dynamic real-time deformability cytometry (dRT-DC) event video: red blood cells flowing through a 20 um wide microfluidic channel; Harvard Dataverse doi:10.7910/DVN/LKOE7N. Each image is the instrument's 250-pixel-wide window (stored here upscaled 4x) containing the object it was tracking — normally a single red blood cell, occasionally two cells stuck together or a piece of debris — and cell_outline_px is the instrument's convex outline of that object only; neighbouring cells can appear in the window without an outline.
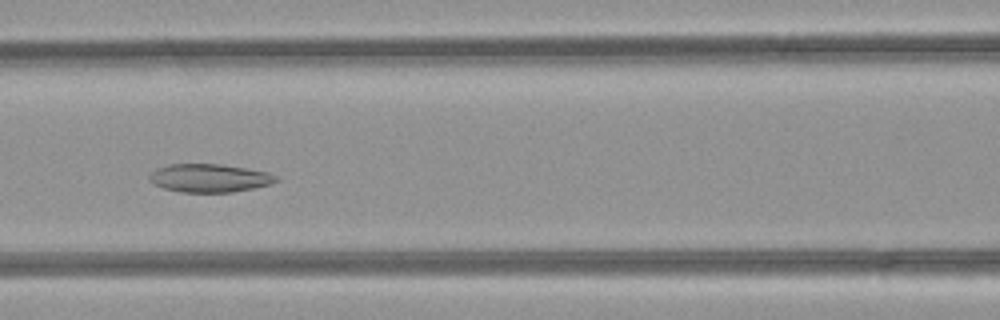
{"species": "common noctule bat (a hibernating species)", "species_latin": "Nyctalus noctula", "temperature_condition": "room temperature", "stored_images_in_passage": 50, "camera_frame_rate_fps": 3000, "um_per_image_px": 0.085, "animal": {"sex": "female", "body_mass_g": 21.9}, "frame": {"image": 1, "passage_image": 22, "time_ms": 7.0, "image_size_px": [1000, 320], "cell_outline_px": [[280, 180], [268, 184], [252, 188], [232, 192], [180, 192], [164, 188], [152, 184], [148, 180], [148, 176], [152, 172], [168, 164], [220, 164], [268, 172], [276, 176]], "centroid_in_image_um": [17.77, 15.14], "position_along_channel_um": 148.8, "area_um2": 20.69}}
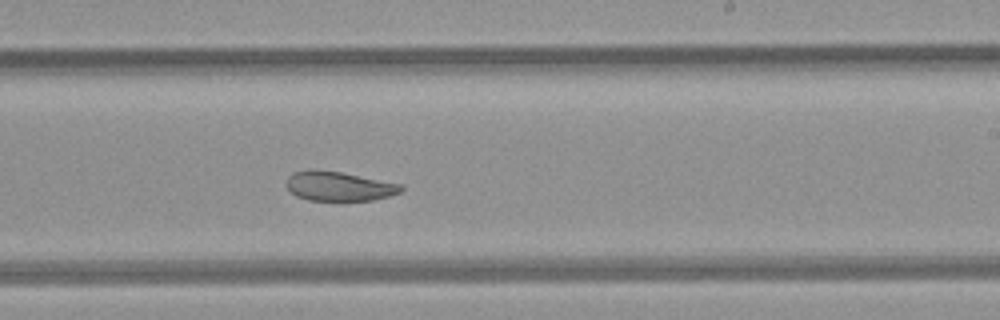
{"frame": {"image": 2, "passage_image": 30, "time_ms": 9.667, "image_size_px": [1000, 320], "cell_outline_px": [[404, 188], [400, 192], [388, 196], [372, 200], [308, 200], [296, 196], [284, 184], [288, 176], [292, 172], [340, 172], [404, 184]], "centroid_in_image_um": [28.85, 15.85], "position_along_channel_um": 260.1, "area_um2": 19.13}}
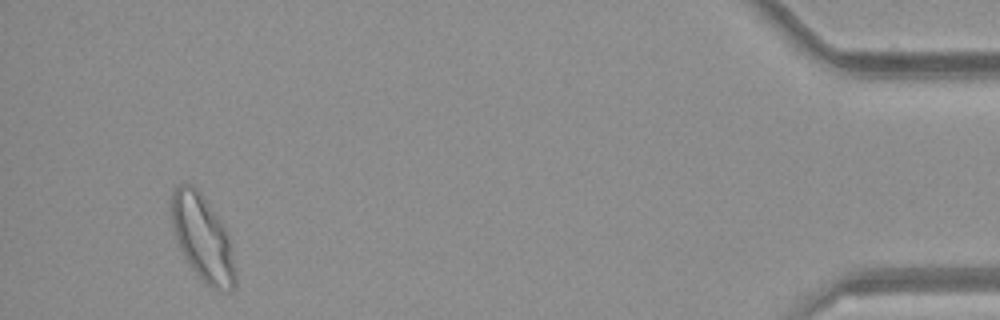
{"frame": {"image": 3, "passage_image": 47, "time_ms": 15.333, "image_size_px": [1000, 320], "cell_outline_px": [[236, 284], [232, 288], [212, 288], [192, 268], [184, 256], [172, 232], [172, 188], [180, 184], [192, 184], [200, 192], [220, 220], [228, 232], [232, 244], [236, 272]], "centroid_in_image_um": [17.22, 20.19], "position_along_channel_um": 418.0, "area_um2": 31.62}, "authors_computed_cell_mechanics": {"area_um2": 27.1082, "velocity_mm_per_s": 4.1897, "shape_relaxation_time_tau1_ms": null, "shape_relaxation_time_tau2_ms": 3.478, "deformation_change_tau1": null, "deformation_change_tau2": 0.0873}}